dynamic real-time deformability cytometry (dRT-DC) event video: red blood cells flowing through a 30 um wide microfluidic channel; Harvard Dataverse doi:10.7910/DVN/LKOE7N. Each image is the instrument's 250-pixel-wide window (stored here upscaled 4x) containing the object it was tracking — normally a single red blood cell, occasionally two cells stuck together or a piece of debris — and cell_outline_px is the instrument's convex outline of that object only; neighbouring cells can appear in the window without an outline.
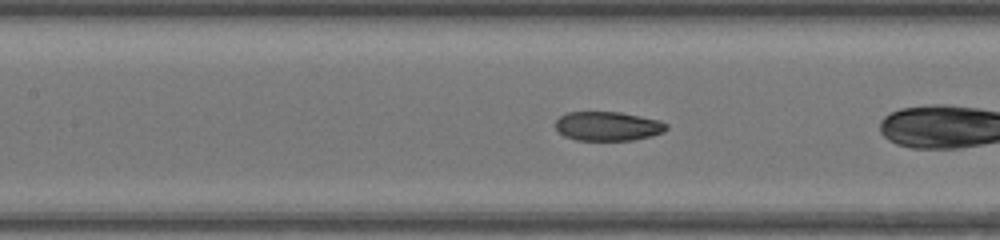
{"species": "common noctule bat (a hibernating species)", "species_latin": "Nyctalus noctula", "temperature_condition": "warm", "stored_images_in_passage": 32, "camera_frame_rate_fps": 3000, "um_per_image_px": 0.085, "animal": {"sex": "female", "body_mass_g": 17.0, "forearm_length_mm": 48.0}, "frame": {"image": 1, "passage_image": 5, "time_ms": 1.333, "image_size_px": [1000, 240], "cell_outline_px": [[668, 128], [664, 132], [652, 136], [632, 140], [576, 140], [564, 136], [556, 128], [556, 120], [560, 116], [568, 112], [620, 112], [660, 120], [668, 124]], "centroid_in_image_um": [51.69, 10.72], "position_along_channel_um": 155.7, "area_um2": 18.9}, "authors_computed_cell_mechanics": {"area_um2": 19.3919, "velocity_mm_per_s": 4.2148, "shape_relaxation_time_tau1_ms": 6.1344, "shape_relaxation_time_tau2_ms": 0.7022, "deformation_change_tau1": 0.1973, "deformation_change_tau2": 0.0359}}